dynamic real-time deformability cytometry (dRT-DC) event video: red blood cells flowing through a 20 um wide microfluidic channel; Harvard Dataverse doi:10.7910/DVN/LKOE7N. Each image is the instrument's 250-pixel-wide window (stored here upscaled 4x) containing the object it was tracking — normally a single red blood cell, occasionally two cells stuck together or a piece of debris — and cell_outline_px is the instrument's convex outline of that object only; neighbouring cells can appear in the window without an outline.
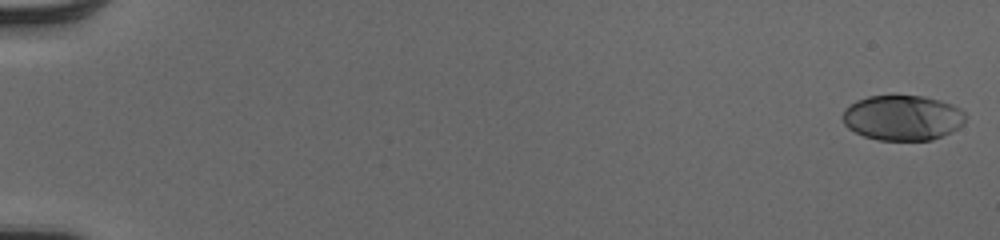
{"species": "human", "species_latin": "Homo sapiens", "temperature_condition": "cold", "stored_images_in_passage": 52, "camera_frame_rate_fps": 3000, "um_per_image_px": 0.085, "donor": {"sex": "male"}, "frame": {"image": 1, "passage_image": 1, "time_ms": 0.0, "image_size_px": [1000, 240], "cell_outline_px": [[964, 120], [956, 128], [932, 140], [880, 140], [864, 136], [848, 128], [844, 124], [844, 108], [856, 100], [868, 96], [924, 96], [940, 100], [952, 104], [960, 108], [964, 112]], "centroid_in_image_um": [76.69, 10.0], "position_along_channel_um": 8.3, "area_um2": 32.02}}
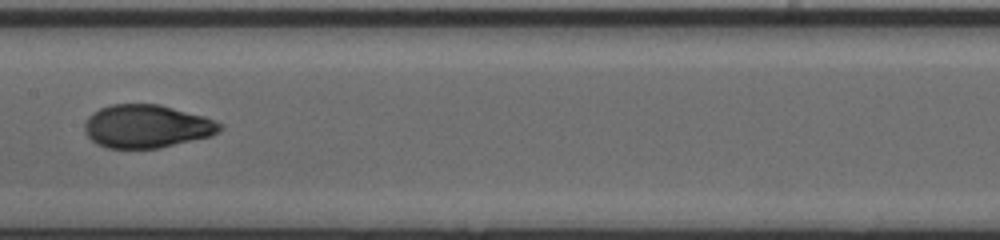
{"frame": {"image": 2, "passage_image": 29, "time_ms": 9.333, "image_size_px": [1000, 240], "cell_outline_px": [[224, 128], [212, 136], [160, 148], [108, 148], [96, 144], [84, 132], [84, 124], [88, 116], [92, 112], [100, 108], [112, 104], [160, 104], [204, 116], [224, 124]], "centroid_in_image_um": [12.49, 10.74], "position_along_channel_um": 194.9, "area_um2": 34.33}}
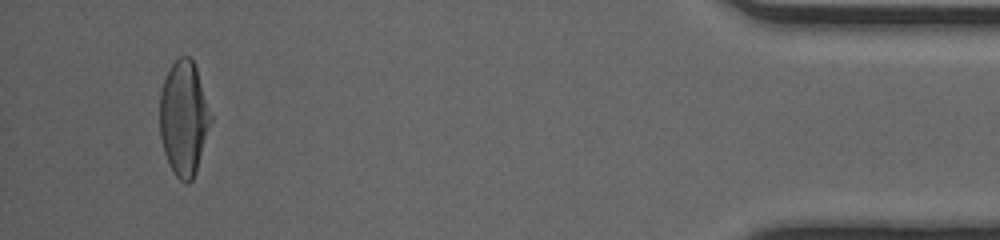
{"frame": {"image": 3, "passage_image": 50, "time_ms": 16.333, "image_size_px": [1000, 240], "cell_outline_px": [[212, 120], [196, 172], [192, 180], [188, 184], [184, 184], [176, 176], [164, 152], [160, 136], [160, 92], [164, 80], [172, 64], [180, 56], [188, 56], [192, 60], [196, 68], [212, 116]], "centroid_in_image_um": [15.63, 10.07], "position_along_channel_um": 419.6, "area_um2": 33.81}, "authors_computed_cell_mechanics": {"area_um2": 33.5818, "velocity_mm_per_s": 4.1096, "shape_relaxation_time_tau1_ms": 4.2058, "shape_relaxation_time_tau2_ms": 0.9224, "deformation_change_tau1": 0.1951, "deformation_change_tau2": 0.0512}}